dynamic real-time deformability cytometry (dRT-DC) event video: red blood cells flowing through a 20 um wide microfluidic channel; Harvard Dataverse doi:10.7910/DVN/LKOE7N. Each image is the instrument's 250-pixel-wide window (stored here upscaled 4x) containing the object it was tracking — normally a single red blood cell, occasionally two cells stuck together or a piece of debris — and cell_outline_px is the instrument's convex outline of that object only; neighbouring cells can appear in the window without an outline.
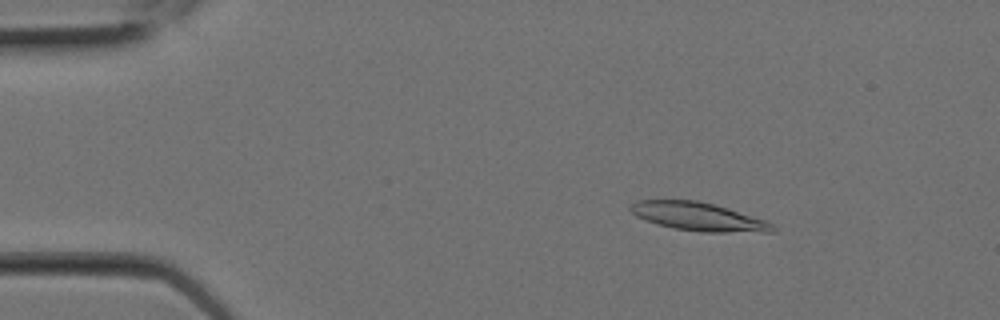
{"species": "Egyptian fruit bat (a non-hibernating species)", "species_latin": "Rousettus aegyptiacus", "temperature_condition": "room temperature", "stored_images_in_passage": 7, "camera_frame_rate_fps": 3000, "um_per_image_px": 0.085, "animal": {"sex": "female"}, "frame": {"image": 1, "passage_image": 4, "time_ms": 1.0, "image_size_px": [1000, 320], "cell_outline_px": [[776, 232], [700, 232], [672, 228], [656, 224], [636, 216], [628, 208], [636, 200], [696, 200], [728, 208], [768, 220], [776, 228]], "centroid_in_image_um": [59.39, 18.42], "position_along_channel_um": 25.6, "area_um2": 23.64}}
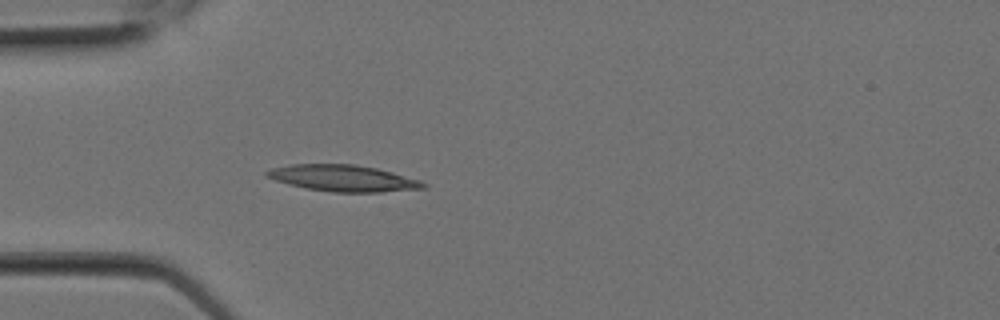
{"frame": {"image": 2, "passage_image": 7, "time_ms": 2.0, "image_size_px": [1000, 320], "cell_outline_px": [[428, 188], [380, 192], [332, 192], [304, 188], [288, 184], [264, 176], [264, 172], [272, 168], [292, 164], [356, 164], [376, 168], [392, 172], [420, 180], [428, 184]], "centroid_in_image_um": [29.18, 15.15], "position_along_channel_um": 55.8, "area_um2": 24.22}}